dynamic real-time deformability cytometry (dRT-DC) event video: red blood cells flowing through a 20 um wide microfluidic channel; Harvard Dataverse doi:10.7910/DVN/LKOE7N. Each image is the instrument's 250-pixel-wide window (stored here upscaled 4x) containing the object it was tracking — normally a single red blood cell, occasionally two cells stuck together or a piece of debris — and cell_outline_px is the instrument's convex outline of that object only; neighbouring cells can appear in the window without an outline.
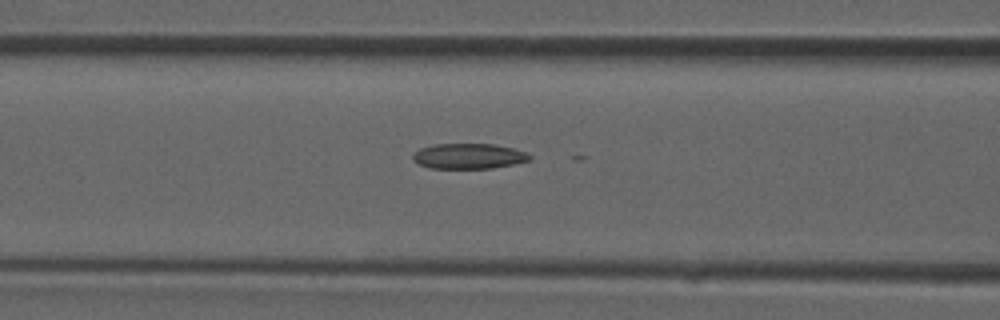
{"species": "common noctule bat (a hibernating species)", "species_latin": "Nyctalus noctula", "temperature_condition": "room temperature", "stored_images_in_passage": 30, "camera_frame_rate_fps": 3000, "um_per_image_px": 0.085, "animal": {"sex": "male", "forearm_length_mm": 52.5}, "frame": {"image": 1, "passage_image": 10, "time_ms": 3.0, "image_size_px": [1000, 320], "cell_outline_px": [[532, 160], [492, 168], [432, 168], [416, 164], [412, 160], [412, 152], [420, 148], [436, 144], [492, 144], [512, 148], [524, 152], [532, 156]], "centroid_in_image_um": [39.78, 13.27], "position_along_channel_um": 126.8, "area_um2": 17.28}}
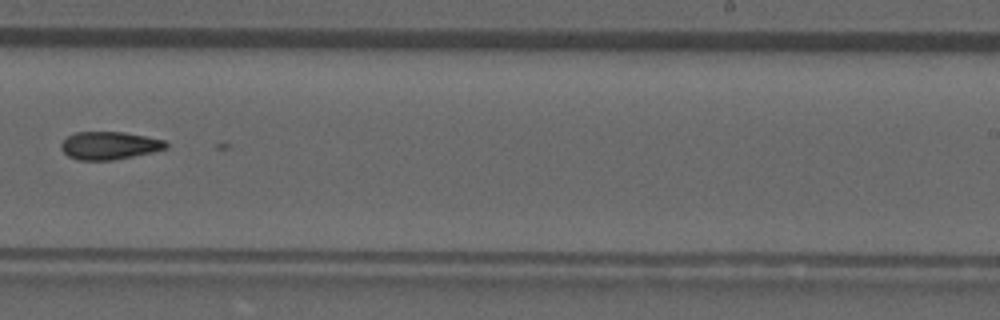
{"frame": {"image": 2, "passage_image": 19, "time_ms": 6.0, "image_size_px": [1000, 320], "cell_outline_px": [[168, 148], [152, 152], [112, 160], [80, 160], [68, 156], [60, 148], [60, 144], [68, 136], [76, 132], [124, 132], [164, 140], [168, 144]], "centroid_in_image_um": [9.28, 12.37], "position_along_channel_um": 279.7, "area_um2": 16.88}}